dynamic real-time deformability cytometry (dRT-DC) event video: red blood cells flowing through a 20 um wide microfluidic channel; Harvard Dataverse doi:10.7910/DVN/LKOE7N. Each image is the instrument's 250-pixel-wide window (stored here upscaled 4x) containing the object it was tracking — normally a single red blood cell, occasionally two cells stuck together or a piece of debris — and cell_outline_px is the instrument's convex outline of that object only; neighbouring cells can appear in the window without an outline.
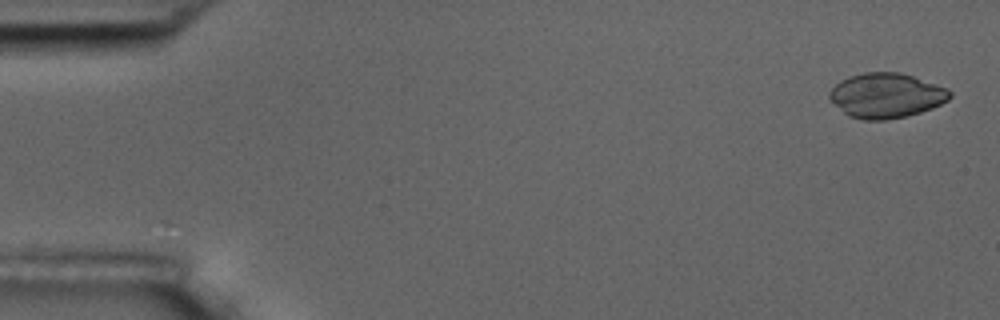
{"species": "common noctule bat (a hibernating species)", "species_latin": "Nyctalus noctula", "temperature_condition": "room temperature", "stored_images_in_passage": 5, "camera_frame_rate_fps": 3000, "um_per_image_px": 0.085, "animal": {"sex": "male", "body_mass_g": 17.5, "forearm_length_mm": 52.3}, "frame": {"image": 1, "passage_image": 1, "time_ms": 0.0, "image_size_px": [1000, 320], "cell_outline_px": [[952, 96], [948, 100], [932, 108], [920, 112], [904, 116], [884, 120], [864, 120], [848, 116], [828, 96], [828, 92], [840, 80], [848, 76], [864, 72], [900, 72], [948, 88], [952, 92]], "centroid_in_image_um": [75.33, 8.11], "position_along_channel_um": 9.7, "area_um2": 31.33}}